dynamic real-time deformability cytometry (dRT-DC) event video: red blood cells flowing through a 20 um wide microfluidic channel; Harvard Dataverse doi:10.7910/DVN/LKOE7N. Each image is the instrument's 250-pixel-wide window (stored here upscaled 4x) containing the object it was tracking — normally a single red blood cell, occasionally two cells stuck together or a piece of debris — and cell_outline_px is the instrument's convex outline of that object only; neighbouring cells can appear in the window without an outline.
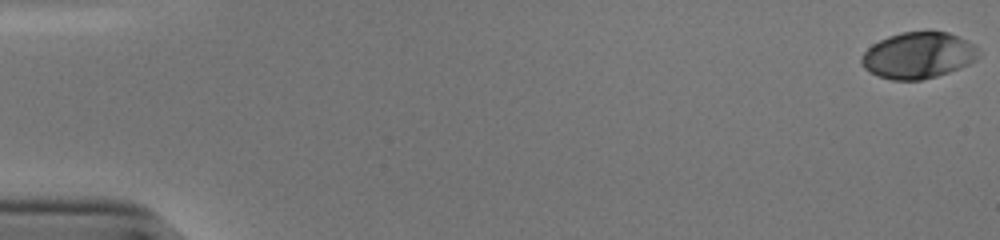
{"species": "human", "species_latin": "Homo sapiens", "temperature_condition": "cold", "stored_images_in_passage": 46, "camera_frame_rate_fps": 3000, "um_per_image_px": 0.085, "donor": {"sex": "male"}, "frame": {"image": 1, "passage_image": 1, "time_ms": 0.0, "image_size_px": [1000, 240], "cell_outline_px": [[980, 56], [976, 60], [960, 68], [936, 76], [920, 80], [892, 80], [880, 76], [864, 68], [860, 64], [860, 56], [872, 44], [888, 36], [900, 32], [948, 32], [968, 40], [976, 44], [980, 48]], "centroid_in_image_um": [78.08, 4.7], "position_along_channel_um": 6.9, "area_um2": 31.79}}
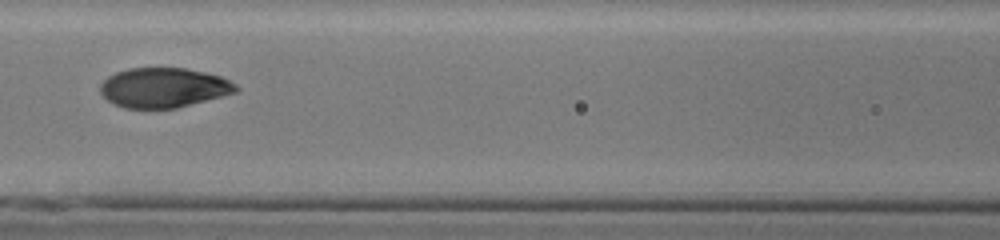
{"frame": {"image": 2, "passage_image": 26, "time_ms": 8.333, "image_size_px": [1000, 240], "cell_outline_px": [[240, 88], [236, 92], [176, 108], [124, 108], [112, 104], [100, 92], [100, 84], [108, 76], [116, 72], [128, 68], [184, 68], [204, 72], [220, 76], [236, 84]], "centroid_in_image_um": [13.88, 7.45], "position_along_channel_um": 152.7, "area_um2": 31.33}}
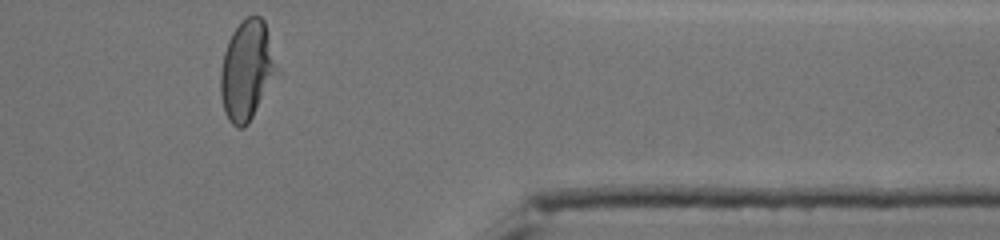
{"frame": {"image": 3, "passage_image": 46, "time_ms": 15.0, "image_size_px": [1000, 240], "cell_outline_px": [[272, 72], [252, 116], [248, 124], [244, 128], [236, 128], [228, 120], [224, 112], [220, 92], [220, 72], [224, 52], [228, 40], [232, 32], [240, 20], [248, 16], [260, 16], [264, 20], [272, 64]], "centroid_in_image_um": [20.82, 5.97], "position_along_channel_um": 390.6, "area_um2": 30.52}, "authors_computed_cell_mechanics": {"area_um2": 31.8767, "velocity_mm_per_s": 3.8275, "shape_relaxation_time_tau1_ms": 4.606, "shape_relaxation_time_tau2_ms": 0.9644, "deformation_change_tau1": 0.1877, "deformation_change_tau2": 0.0458}}